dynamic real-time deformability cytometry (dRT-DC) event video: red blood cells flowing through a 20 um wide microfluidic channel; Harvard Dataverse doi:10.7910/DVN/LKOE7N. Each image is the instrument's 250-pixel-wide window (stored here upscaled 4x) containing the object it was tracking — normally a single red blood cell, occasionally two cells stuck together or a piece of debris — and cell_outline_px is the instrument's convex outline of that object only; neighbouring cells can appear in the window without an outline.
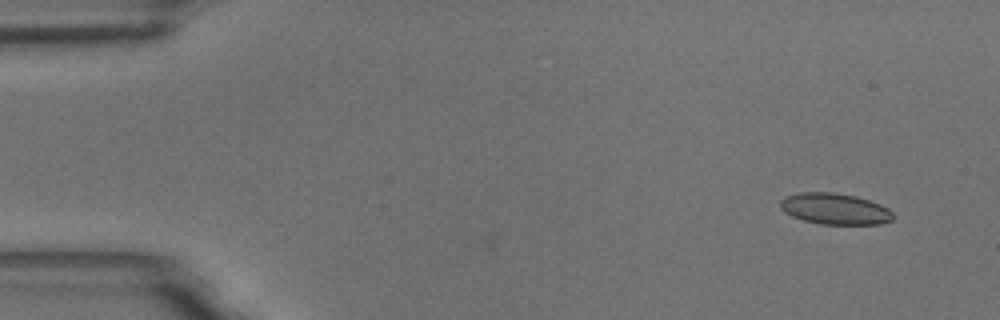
{"species": "common noctule bat (a hibernating species)", "species_latin": "Nyctalus noctula", "temperature_condition": "room temperature", "stored_images_in_passage": 7, "camera_frame_rate_fps": 3000, "um_per_image_px": 0.085, "animal": {"sex": "male", "body_mass_g": 18.8}, "frame": {"image": 1, "passage_image": 1, "time_ms": 0.0, "image_size_px": [1000, 320], "cell_outline_px": [[892, 220], [880, 224], [820, 224], [804, 220], [792, 216], [784, 212], [780, 208], [780, 200], [784, 196], [800, 192], [832, 192], [856, 196], [880, 204], [888, 208], [892, 212]], "centroid_in_image_um": [70.93, 17.74], "position_along_channel_um": 14.1, "area_um2": 20.52}}